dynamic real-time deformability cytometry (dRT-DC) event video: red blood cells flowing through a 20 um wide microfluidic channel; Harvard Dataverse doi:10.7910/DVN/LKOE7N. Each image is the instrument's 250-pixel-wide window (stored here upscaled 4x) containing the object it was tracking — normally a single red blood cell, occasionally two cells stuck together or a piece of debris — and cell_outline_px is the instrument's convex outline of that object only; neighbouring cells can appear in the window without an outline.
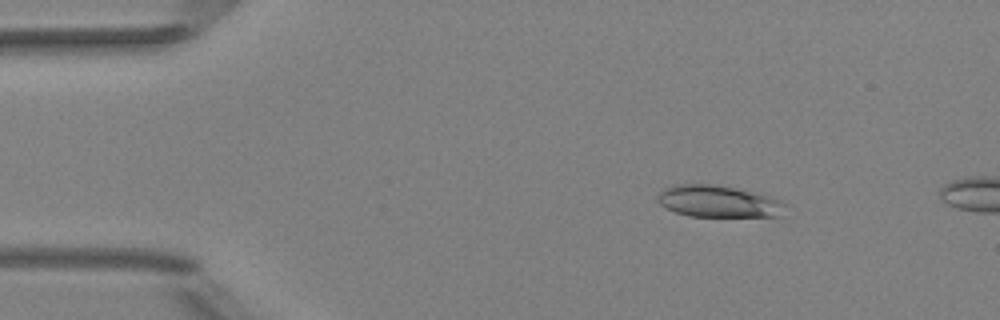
{"species": "Egyptian fruit bat (a non-hibernating species)", "species_latin": "Rousettus aegyptiacus", "temperature_condition": "room temperature", "stored_images_in_passage": 6, "camera_frame_rate_fps": 3000, "um_per_image_px": 0.085, "animal": {"sex": "female"}, "frame": {"image": 1, "passage_image": 3, "time_ms": 0.667, "image_size_px": [1000, 320], "cell_outline_px": [[788, 204], [780, 216], [688, 216], [676, 212], [660, 204], [656, 200], [660, 192], [664, 188], [676, 184], [712, 184], [760, 192], [780, 200]], "centroid_in_image_um": [61.1, 17.11], "position_along_channel_um": 23.9, "area_um2": 23.81}}